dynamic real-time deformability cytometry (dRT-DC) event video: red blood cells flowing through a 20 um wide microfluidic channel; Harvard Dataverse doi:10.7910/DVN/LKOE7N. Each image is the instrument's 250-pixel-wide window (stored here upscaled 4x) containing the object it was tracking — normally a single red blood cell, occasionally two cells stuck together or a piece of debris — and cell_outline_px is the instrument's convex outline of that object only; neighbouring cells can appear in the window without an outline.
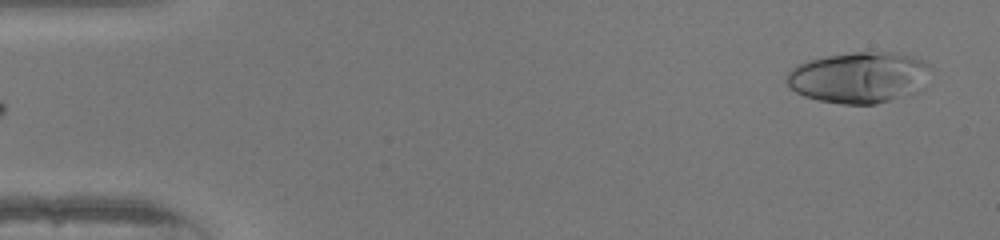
{"species": "human", "species_latin": "Homo sapiens", "temperature_condition": "warm", "stored_images_in_passage": 16, "camera_frame_rate_fps": 3000, "um_per_image_px": 0.085, "donor": {"sex": "female"}, "frame": {"image": 1, "passage_image": 1, "time_ms": 0.0, "image_size_px": [1000, 240], "cell_outline_px": [[928, 68], [924, 88], [920, 92], [876, 104], [840, 104], [820, 100], [804, 96], [796, 92], [784, 80], [788, 72], [792, 68], [808, 60], [828, 56], [852, 52], [892, 52], [912, 56], [928, 64]], "centroid_in_image_um": [73.02, 6.59], "position_along_channel_um": 12.0, "area_um2": 42.89}}
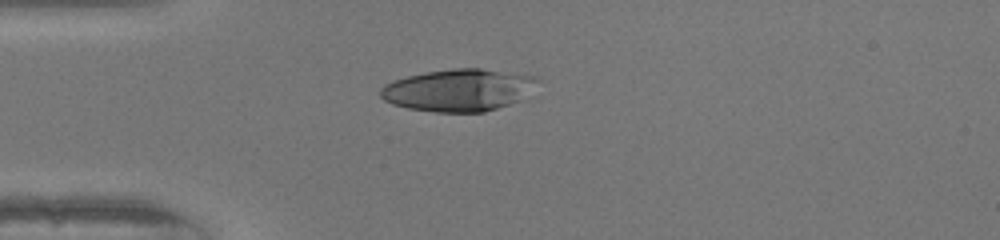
{"frame": {"image": 2, "passage_image": 12, "time_ms": 3.667, "image_size_px": [1000, 240], "cell_outline_px": [[540, 80], [520, 100], [484, 112], [436, 112], [408, 108], [392, 104], [384, 100], [380, 96], [380, 88], [384, 84], [392, 80], [424, 72], [452, 68], [480, 68], [536, 76]], "centroid_in_image_um": [38.94, 7.65], "position_along_channel_um": 46.1, "area_um2": 38.55}}